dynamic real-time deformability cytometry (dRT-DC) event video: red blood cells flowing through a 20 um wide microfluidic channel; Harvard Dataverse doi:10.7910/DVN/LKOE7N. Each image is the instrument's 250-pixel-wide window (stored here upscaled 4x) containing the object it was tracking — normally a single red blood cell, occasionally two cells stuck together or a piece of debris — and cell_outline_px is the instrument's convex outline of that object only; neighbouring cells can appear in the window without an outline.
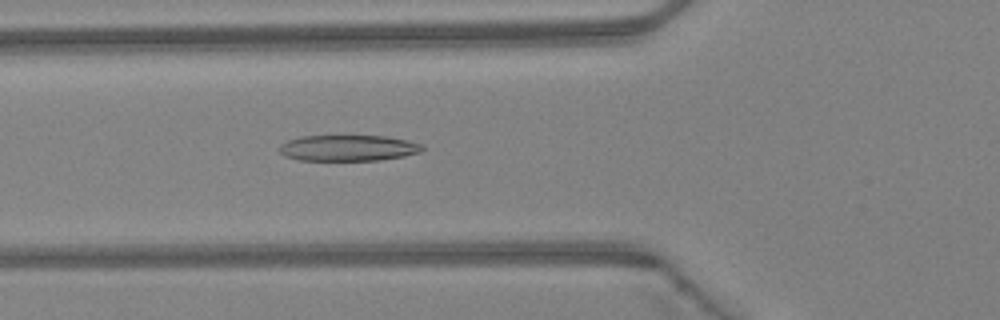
{"species": "Egyptian fruit bat (a non-hibernating species)", "species_latin": "Rousettus aegyptiacus", "temperature_condition": "warm", "stored_images_in_passage": 37, "camera_frame_rate_fps": 3000, "um_per_image_px": 0.085, "animal": {"sex": "female"}, "frame": {"image": 1, "passage_image": 7, "time_ms": 2.0, "image_size_px": [1000, 320], "cell_outline_px": [[424, 148], [420, 152], [404, 156], [380, 160], [300, 160], [284, 156], [280, 152], [280, 144], [288, 140], [300, 136], [384, 136], [408, 140], [424, 144]], "centroid_in_image_um": [29.61, 12.58], "position_along_channel_um": 96.2, "area_um2": 21.68}}
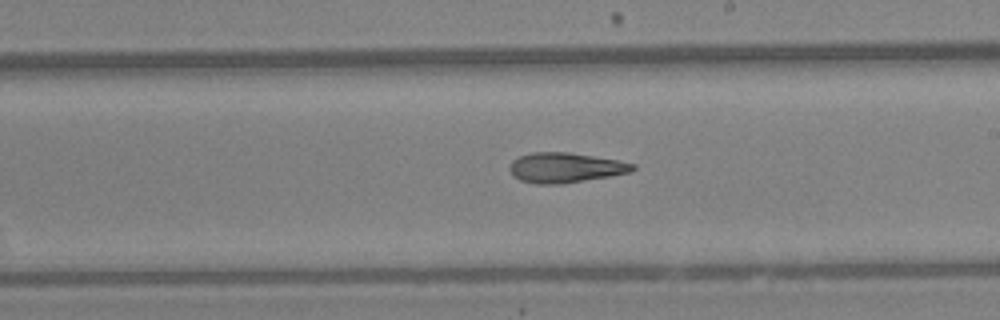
{"frame": {"image": 2, "passage_image": 17, "time_ms": 5.333, "image_size_px": [1000, 320], "cell_outline_px": [[636, 168], [632, 172], [560, 184], [536, 184], [520, 180], [512, 176], [508, 168], [512, 160], [520, 156], [532, 152], [568, 152], [616, 160], [636, 164]], "centroid_in_image_um": [48.01, 14.25], "position_along_channel_um": 241.0, "area_um2": 21.44}}
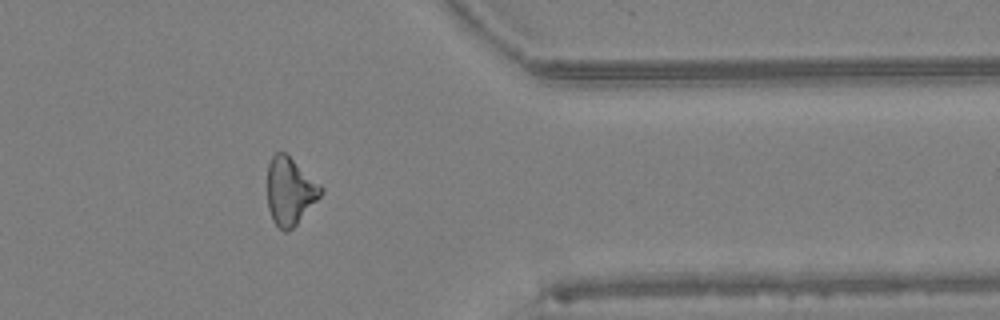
{"frame": {"image": 3, "passage_image": 28, "time_ms": 9.0, "image_size_px": [1000, 320], "cell_outline_px": [[324, 192], [296, 224], [288, 232], [284, 232], [272, 220], [268, 208], [268, 164], [272, 156], [276, 152], [284, 152], [320, 184], [324, 188]], "centroid_in_image_um": [24.64, 16.26], "position_along_channel_um": 386.8, "area_um2": 20.81}, "authors_computed_cell_mechanics": {"area_um2": 21.4438, "velocity_mm_per_s": 4.3656, "shape_relaxation_time_tau1_ms": 9.7317, "shape_relaxation_time_tau2_ms": 4.7663, "deformation_change_tau1": 0.2278, "deformation_change_tau2": 0.1792}}